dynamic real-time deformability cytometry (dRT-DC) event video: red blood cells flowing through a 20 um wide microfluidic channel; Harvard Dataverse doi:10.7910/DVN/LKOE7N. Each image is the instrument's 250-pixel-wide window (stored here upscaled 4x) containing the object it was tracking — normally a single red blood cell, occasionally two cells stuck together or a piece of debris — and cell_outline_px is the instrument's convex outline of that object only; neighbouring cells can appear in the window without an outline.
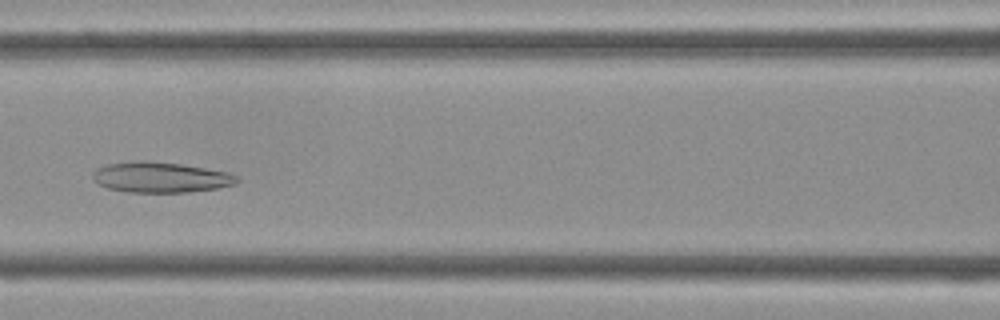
{"species": "Egyptian fruit bat (a non-hibernating species)", "species_latin": "Rousettus aegyptiacus", "temperature_condition": "cold", "stored_images_in_passage": 36, "camera_frame_rate_fps": 3000, "um_per_image_px": 0.085, "frame": {"image": 1, "passage_image": 17, "time_ms": 5.333, "image_size_px": [1000, 320], "cell_outline_px": [[240, 180], [236, 184], [220, 188], [188, 192], [128, 192], [108, 188], [100, 184], [92, 176], [92, 172], [96, 168], [108, 164], [140, 160], [144, 160], [180, 164], [228, 172], [236, 176]], "centroid_in_image_um": [13.67, 15.07], "position_along_channel_um": 152.9, "area_um2": 25.55}}
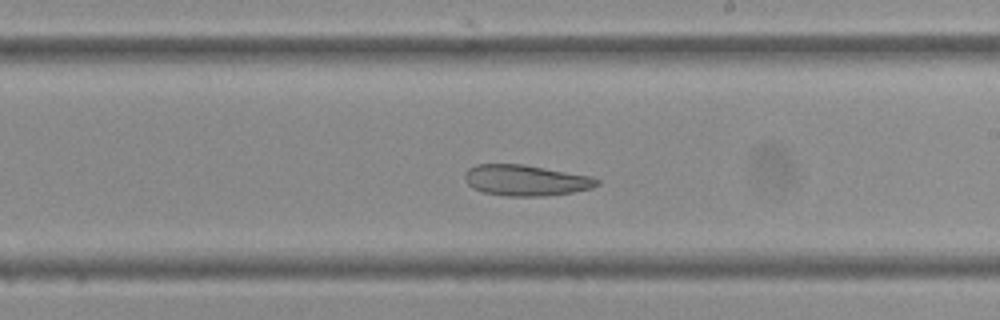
{"frame": {"image": 2, "passage_image": 23, "time_ms": 7.333, "image_size_px": [1000, 320], "cell_outline_px": [[600, 184], [592, 188], [572, 192], [544, 196], [508, 196], [484, 192], [472, 188], [464, 180], [464, 172], [468, 168], [476, 164], [524, 164], [592, 176], [600, 180]], "centroid_in_image_um": [44.69, 15.32], "position_along_channel_um": 244.3, "area_um2": 23.99}}
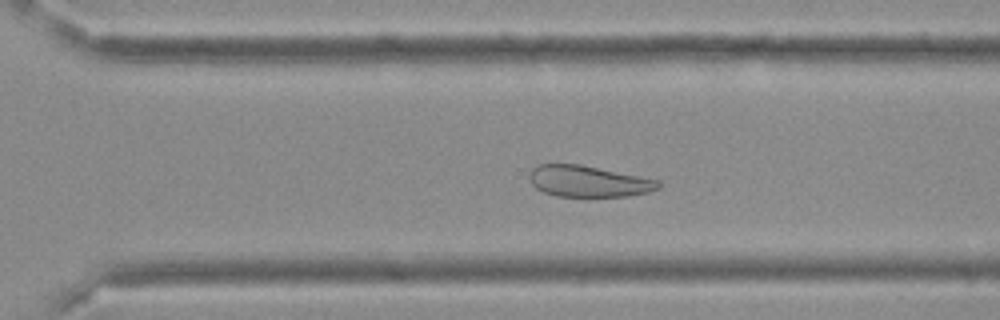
{"frame": {"image": 3, "passage_image": 28, "time_ms": 9.0, "image_size_px": [1000, 320], "cell_outline_px": [[664, 184], [660, 188], [648, 192], [628, 196], [556, 196], [544, 192], [536, 188], [532, 184], [528, 176], [528, 172], [532, 168], [540, 164], [580, 164], [660, 180]], "centroid_in_image_um": [50.03, 15.4], "position_along_channel_um": 320.6, "area_um2": 23.64}}